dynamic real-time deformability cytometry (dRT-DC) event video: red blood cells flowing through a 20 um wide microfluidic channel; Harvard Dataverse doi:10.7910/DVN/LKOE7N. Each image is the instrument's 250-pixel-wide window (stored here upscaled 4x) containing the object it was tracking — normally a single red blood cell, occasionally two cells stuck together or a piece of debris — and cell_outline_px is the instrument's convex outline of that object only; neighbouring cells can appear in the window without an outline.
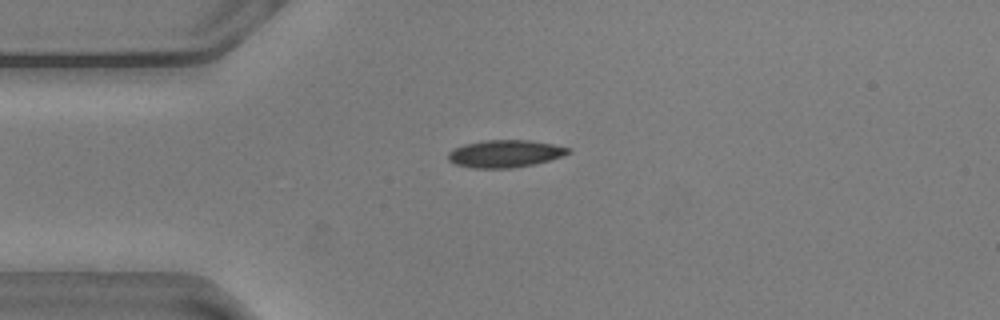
{"species": "common noctule bat (a hibernating species)", "species_latin": "Nyctalus noctula", "temperature_condition": "warm", "stored_images_in_passage": 6, "camera_frame_rate_fps": 3000, "um_per_image_px": 0.085, "animal": {"sex": "male", "body_mass_g": 20.5, "forearm_length_mm": 52.5}, "frame": {"image": 1, "passage_image": 1, "time_ms": 0.0, "image_size_px": [1000, 320], "cell_outline_px": [[572, 152], [548, 160], [532, 164], [512, 168], [472, 168], [456, 164], [448, 160], [448, 152], [452, 148], [464, 144], [484, 140], [528, 140], [552, 144], [568, 148]], "centroid_in_image_um": [42.86, 13.06], "position_along_channel_um": 42.1, "area_um2": 19.02}}